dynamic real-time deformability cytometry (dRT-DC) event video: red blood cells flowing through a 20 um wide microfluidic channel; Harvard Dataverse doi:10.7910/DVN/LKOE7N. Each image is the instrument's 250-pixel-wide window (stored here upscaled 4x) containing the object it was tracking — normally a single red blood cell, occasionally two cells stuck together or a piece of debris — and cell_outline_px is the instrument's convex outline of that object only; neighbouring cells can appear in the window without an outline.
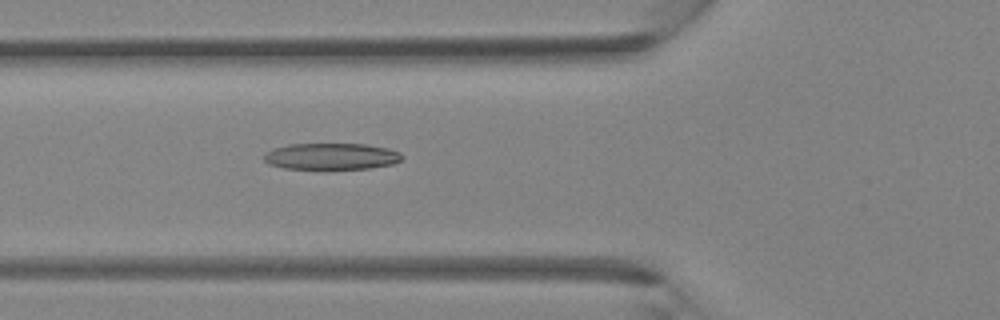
{"species": "Egyptian fruit bat (a non-hibernating species)", "species_latin": "Rousettus aegyptiacus", "temperature_condition": "room temperature", "stored_images_in_passage": 38, "camera_frame_rate_fps": 3000, "um_per_image_px": 0.085, "animal": {"sex": "female"}, "frame": {"image": 1, "passage_image": 13, "time_ms": 4.0, "image_size_px": [1000, 320], "cell_outline_px": [[404, 156], [400, 160], [392, 164], [368, 168], [324, 172], [284, 168], [268, 164], [264, 160], [264, 156], [272, 148], [288, 144], [364, 144], [388, 148], [400, 152]], "centroid_in_image_um": [28.14, 13.34], "position_along_channel_um": 97.7, "area_um2": 22.25}}
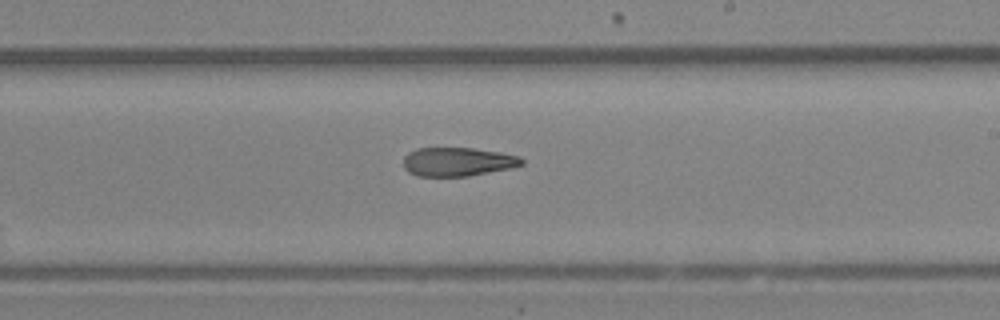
{"frame": {"image": 2, "passage_image": 22, "time_ms": 7.0, "image_size_px": [1000, 320], "cell_outline_px": [[524, 164], [508, 168], [468, 176], [416, 176], [408, 172], [404, 168], [404, 156], [408, 152], [416, 148], [472, 148], [500, 152], [520, 156], [524, 160]], "centroid_in_image_um": [38.87, 13.74], "position_along_channel_um": 250.1, "area_um2": 19.83}}
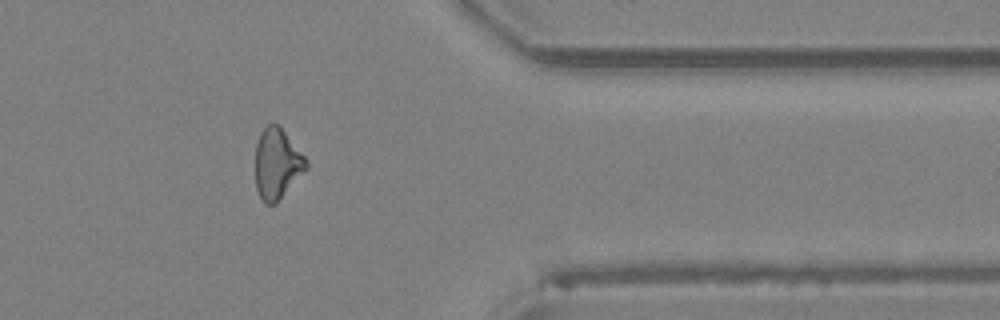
{"frame": {"image": 3, "passage_image": 31, "time_ms": 10.0, "image_size_px": [1000, 320], "cell_outline_px": [[308, 168], [276, 204], [264, 204], [256, 188], [256, 144], [260, 132], [272, 120], [280, 124], [304, 156], [308, 164]], "centroid_in_image_um": [23.55, 13.88], "position_along_channel_um": 387.8, "area_um2": 21.15}}